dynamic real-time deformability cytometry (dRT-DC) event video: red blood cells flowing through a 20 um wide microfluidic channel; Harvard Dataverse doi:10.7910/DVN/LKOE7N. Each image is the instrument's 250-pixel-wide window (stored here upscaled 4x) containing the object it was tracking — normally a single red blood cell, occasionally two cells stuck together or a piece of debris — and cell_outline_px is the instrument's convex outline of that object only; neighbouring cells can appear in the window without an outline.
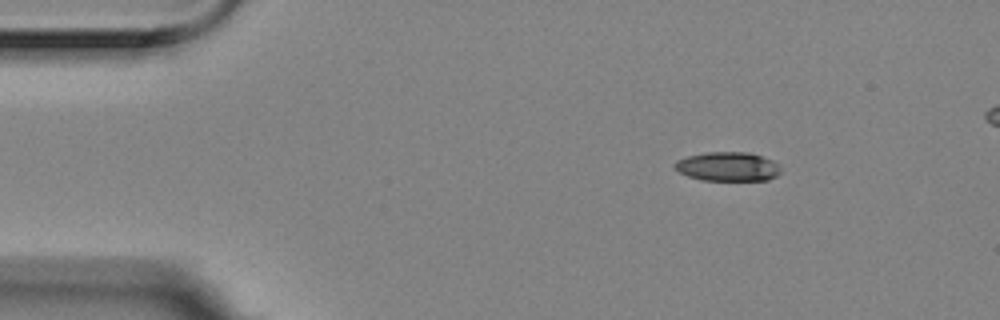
{"species": "Egyptian fruit bat (a non-hibernating species)", "species_latin": "Rousettus aegyptiacus", "temperature_condition": "room temperature", "stored_images_in_passage": 4, "camera_frame_rate_fps": 3000, "um_per_image_px": 0.085, "animal": {"sex": "female"}, "frame": {"image": 1, "passage_image": 1, "time_ms": 0.0, "image_size_px": [1000, 320], "cell_outline_px": [[780, 172], [776, 176], [768, 180], [704, 180], [688, 176], [672, 168], [672, 164], [676, 160], [688, 156], [708, 152], [748, 152], [772, 160], [780, 164]], "centroid_in_image_um": [61.85, 14.16], "position_along_channel_um": 23.2, "area_um2": 18.03}}